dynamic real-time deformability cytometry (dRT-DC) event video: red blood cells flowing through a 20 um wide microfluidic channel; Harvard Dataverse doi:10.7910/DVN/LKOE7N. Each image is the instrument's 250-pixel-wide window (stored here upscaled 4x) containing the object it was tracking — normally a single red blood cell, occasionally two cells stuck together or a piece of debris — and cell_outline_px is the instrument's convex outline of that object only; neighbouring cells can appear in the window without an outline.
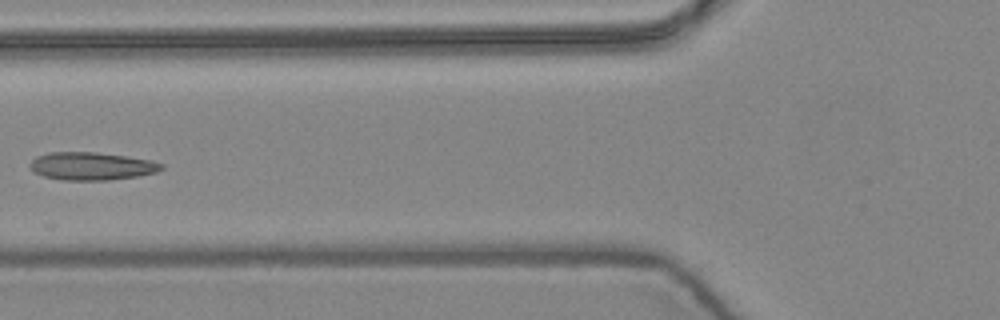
{"species": "common noctule bat (a hibernating species)", "species_latin": "Nyctalus noctula", "temperature_condition": "warm", "stored_images_in_passage": 8, "camera_frame_rate_fps": 3000, "um_per_image_px": 0.085, "animal": {"sex": "female", "body_mass_g": 24.6, "forearm_length_mm": 56.2}, "frame": {"image": 1, "passage_image": 6, "time_ms": 1.667, "image_size_px": [1000, 320], "cell_outline_px": [[164, 168], [156, 172], [140, 176], [108, 180], [60, 180], [44, 176], [32, 172], [28, 164], [36, 156], [48, 152], [96, 152], [152, 160], [164, 164]], "centroid_in_image_um": [7.77, 14.12], "position_along_channel_um": 118.0, "area_um2": 21.56}}
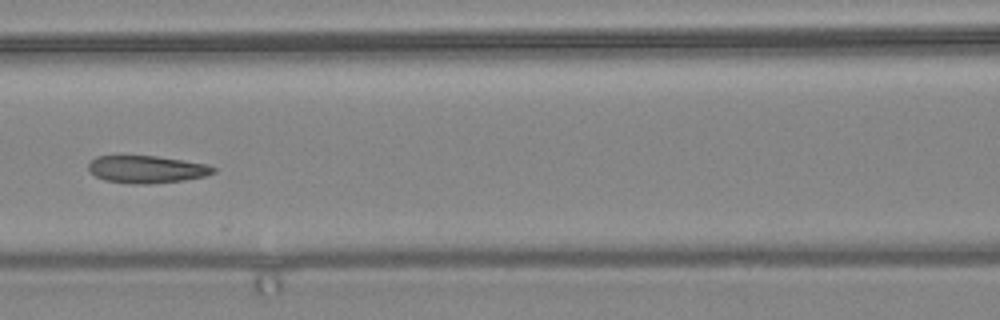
{"frame": {"image": 2, "passage_image": 7, "time_ms": 2.0, "image_size_px": [1000, 320], "cell_outline_px": [[216, 172], [204, 176], [184, 180], [148, 184], [132, 184], [104, 180], [96, 176], [88, 168], [88, 164], [96, 156], [156, 156], [184, 160], [208, 164], [216, 168]], "centroid_in_image_um": [12.5, 14.39], "position_along_channel_um": 154.1, "area_um2": 19.94}}
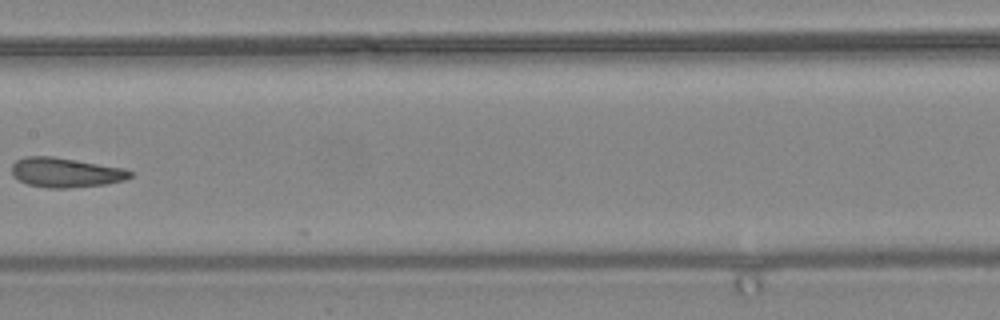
{"frame": {"image": 3, "passage_image": 8, "time_ms": 2.333, "image_size_px": [1000, 320], "cell_outline_px": [[132, 176], [124, 180], [104, 184], [68, 188], [48, 188], [28, 184], [12, 176], [12, 164], [16, 160], [24, 156], [52, 156], [124, 168], [132, 172]], "centroid_in_image_um": [5.55, 14.66], "position_along_channel_um": 201.9, "area_um2": 20.35}}